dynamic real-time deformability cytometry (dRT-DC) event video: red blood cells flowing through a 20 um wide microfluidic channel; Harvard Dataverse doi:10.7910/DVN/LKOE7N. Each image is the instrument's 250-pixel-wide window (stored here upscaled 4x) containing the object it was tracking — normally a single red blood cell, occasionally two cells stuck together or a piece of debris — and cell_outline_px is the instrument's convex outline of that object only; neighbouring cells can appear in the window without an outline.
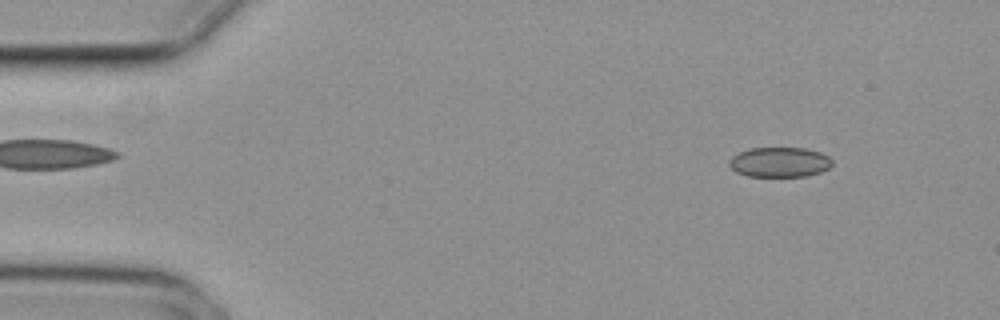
{"species": "common noctule bat (a hibernating species)", "species_latin": "Nyctalus noctula", "temperature_condition": "cold", "stored_images_in_passage": 3, "camera_frame_rate_fps": 3000, "um_per_image_px": 0.085, "animal": {"sex": "female", "body_mass_g": 29.2, "forearm_length_mm": 56.3}, "frame": {"image": 1, "passage_image": 1, "time_ms": 0.0, "image_size_px": [1000, 320], "cell_outline_px": [[832, 164], [828, 168], [820, 172], [804, 176], [748, 176], [736, 172], [728, 164], [728, 160], [732, 156], [740, 152], [752, 148], [804, 148], [820, 152], [828, 156], [832, 160]], "centroid_in_image_um": [66.25, 13.78], "position_along_channel_um": 18.7, "area_um2": 17.86}}